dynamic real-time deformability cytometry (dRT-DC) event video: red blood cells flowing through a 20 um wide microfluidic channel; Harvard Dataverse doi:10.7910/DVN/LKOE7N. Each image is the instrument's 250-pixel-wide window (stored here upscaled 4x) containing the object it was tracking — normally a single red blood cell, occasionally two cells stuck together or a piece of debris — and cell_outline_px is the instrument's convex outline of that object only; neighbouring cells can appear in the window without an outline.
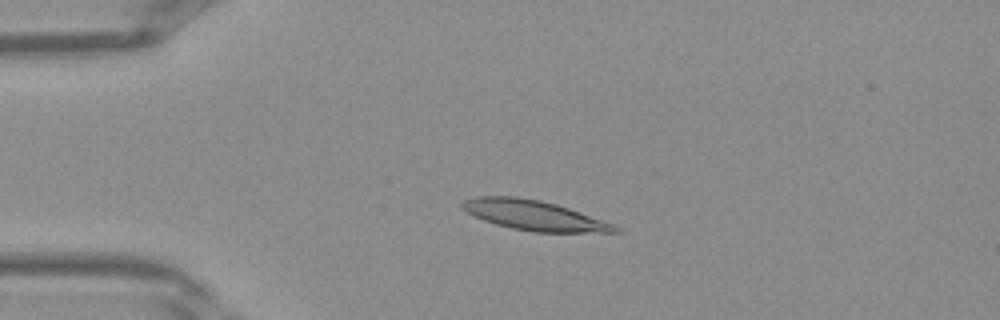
{"species": "Egyptian fruit bat (a non-hibernating species)", "species_latin": "Rousettus aegyptiacus", "temperature_condition": "warm", "stored_images_in_passage": 40, "camera_frame_rate_fps": 3000, "um_per_image_px": 0.085, "frame": {"image": 1, "passage_image": 9, "time_ms": 2.667, "image_size_px": [1000, 320], "cell_outline_px": [[620, 232], [532, 232], [512, 228], [496, 224], [484, 220], [460, 208], [460, 204], [464, 200], [476, 196], [516, 196], [540, 200], [556, 204], [568, 208], [612, 224], [620, 228]], "centroid_in_image_um": [45.34, 18.29], "position_along_channel_um": 39.7, "area_um2": 26.3}}
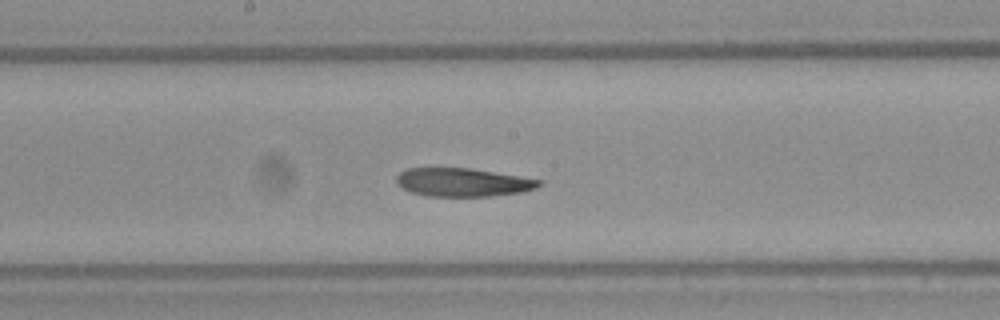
{"frame": {"image": 2, "passage_image": 21, "time_ms": 6.667, "image_size_px": [1000, 320], "cell_outline_px": [[544, 180], [536, 188], [524, 192], [492, 196], [428, 196], [412, 192], [396, 184], [396, 176], [400, 172], [408, 168], [468, 168]], "centroid_in_image_um": [39.35, 15.5], "position_along_channel_um": 208.8, "area_um2": 23.52}}
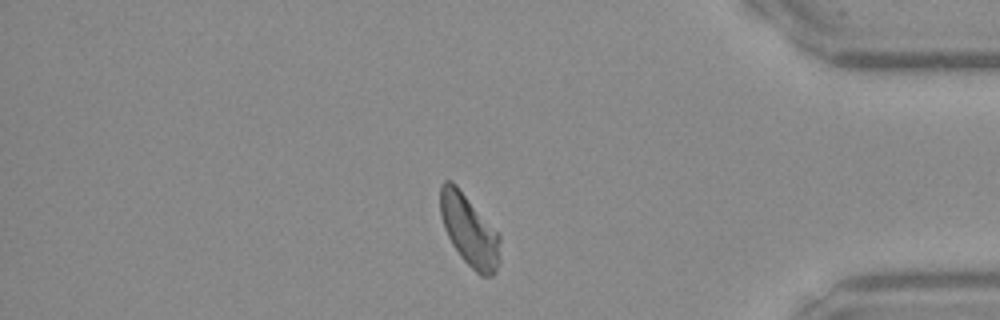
{"frame": {"image": 3, "passage_image": 34, "time_ms": 11.0, "image_size_px": [1000, 320], "cell_outline_px": [[500, 264], [496, 272], [492, 276], [480, 276], [460, 256], [452, 244], [444, 228], [440, 212], [440, 188], [444, 180], [452, 180], [456, 184], [500, 236]], "centroid_in_image_um": [39.89, 19.61], "position_along_channel_um": 395.3, "area_um2": 24.74}}